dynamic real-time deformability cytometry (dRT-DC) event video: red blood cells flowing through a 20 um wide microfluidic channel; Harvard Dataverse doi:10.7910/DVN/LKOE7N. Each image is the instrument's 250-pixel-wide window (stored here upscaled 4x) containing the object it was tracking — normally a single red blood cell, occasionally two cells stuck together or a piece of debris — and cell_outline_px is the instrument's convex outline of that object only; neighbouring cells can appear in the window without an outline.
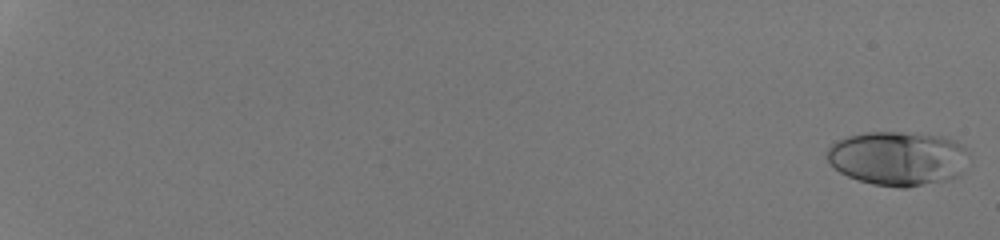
{"species": "human", "species_latin": "Homo sapiens", "temperature_condition": "room temperature", "stored_images_in_passage": 53, "camera_frame_rate_fps": 3000, "um_per_image_px": 0.085, "donor": {"sex": "male"}, "frame": {"image": 1, "passage_image": 1, "time_ms": 0.0, "image_size_px": [1000, 240], "cell_outline_px": [[968, 152], [960, 172], [956, 176], [944, 180], [904, 188], [900, 188], [872, 184], [856, 180], [840, 172], [824, 156], [824, 152], [836, 140], [848, 136], [868, 132], [900, 132], [940, 136], [956, 140]], "centroid_in_image_um": [76.25, 13.45], "position_along_channel_um": 8.7, "area_um2": 44.56}}
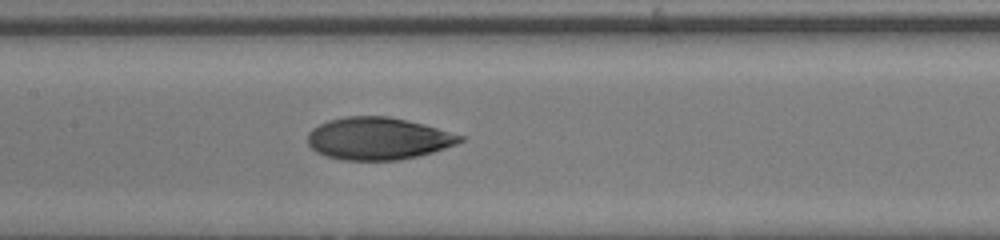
{"frame": {"image": 2, "passage_image": 31, "time_ms": 10.0, "image_size_px": [1000, 240], "cell_outline_px": [[468, 136], [464, 140], [456, 144], [432, 152], [416, 156], [396, 160], [340, 160], [324, 156], [316, 152], [308, 144], [308, 132], [312, 128], [328, 120], [344, 116], [388, 116], [408, 120], [424, 124]], "centroid_in_image_um": [32.14, 11.77], "position_along_channel_um": 175.3, "area_um2": 37.86}}
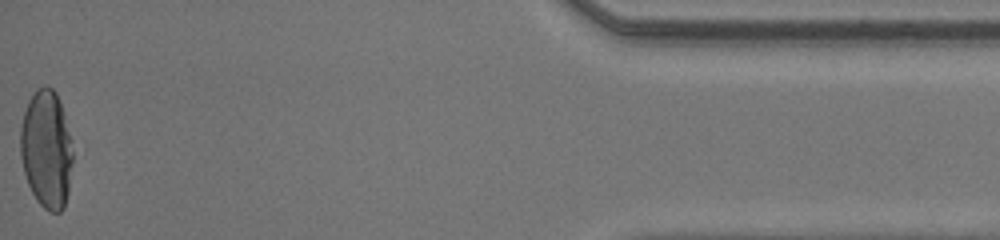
{"frame": {"image": 3, "passage_image": 53, "time_ms": 17.333, "image_size_px": [1000, 240], "cell_outline_px": [[72, 160], [68, 192], [64, 208], [60, 212], [48, 212], [36, 200], [28, 184], [24, 172], [20, 156], [20, 128], [24, 112], [28, 100], [36, 88], [44, 84], [48, 84], [56, 92], [64, 112], [72, 140]], "centroid_in_image_um": [3.95, 12.65], "position_along_channel_um": 431.3, "area_um2": 36.53}, "authors_computed_cell_mechanics": {"area_um2": 38.0324, "velocity_mm_per_s": 4.3262, "shape_relaxation_time_tau1_ms": 4.6695, "shape_relaxation_time_tau2_ms": 0.9114, "deformation_change_tau1": 0.2202, "deformation_change_tau2": 0.0556}}